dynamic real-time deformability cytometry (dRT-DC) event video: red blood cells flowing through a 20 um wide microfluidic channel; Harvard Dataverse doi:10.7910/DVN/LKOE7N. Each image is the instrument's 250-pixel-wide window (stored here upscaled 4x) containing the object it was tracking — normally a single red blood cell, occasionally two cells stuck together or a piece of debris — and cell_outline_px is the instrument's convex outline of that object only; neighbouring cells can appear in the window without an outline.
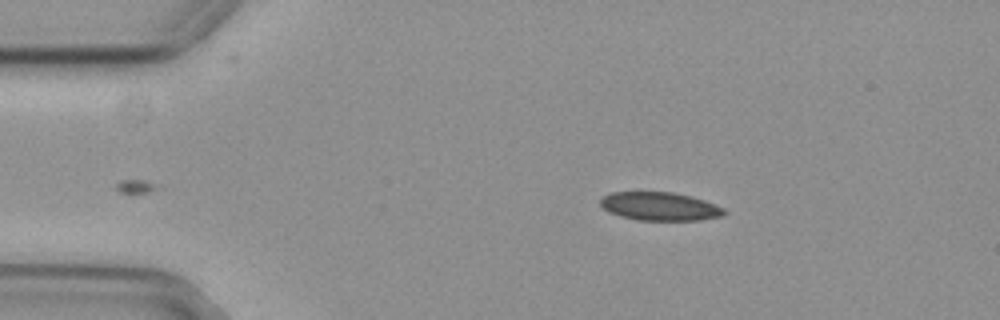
{"species": "common noctule bat (a hibernating species)", "species_latin": "Nyctalus noctula", "temperature_condition": "cold", "stored_images_in_passage": 40, "camera_frame_rate_fps": 3000, "um_per_image_px": 0.085, "animal": {"sex": "female", "body_mass_g": 29.2, "forearm_length_mm": 56.3}, "frame": {"image": 1, "passage_image": 1, "time_ms": 0.0, "image_size_px": [1000, 320], "cell_outline_px": [[728, 212], [724, 216], [700, 220], [636, 220], [620, 216], [608, 212], [600, 204], [600, 200], [604, 196], [612, 192], [672, 192], [692, 196], [704, 200], [724, 208]], "centroid_in_image_um": [56.11, 17.55], "position_along_channel_um": 28.9, "area_um2": 20.58}}
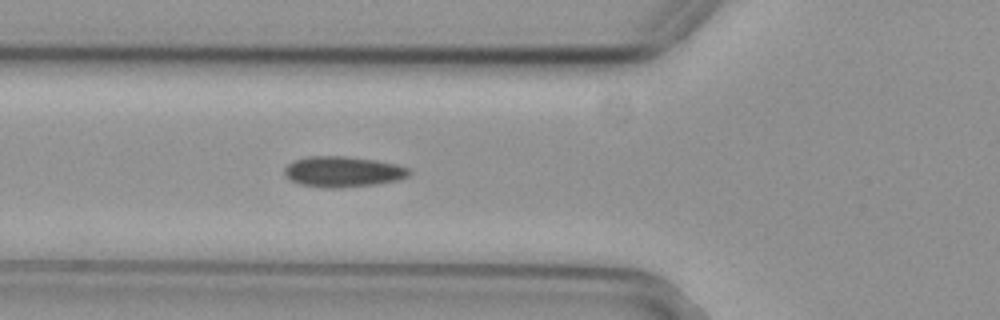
{"frame": {"image": 2, "passage_image": 11, "time_ms": 3.333, "image_size_px": [1000, 320], "cell_outline_px": [[412, 172], [408, 176], [400, 180], [376, 184], [340, 188], [324, 188], [300, 184], [292, 180], [284, 172], [284, 168], [288, 164], [296, 160], [308, 156], [344, 156], [376, 160], [396, 164], [408, 168]], "centroid_in_image_um": [29.19, 14.6], "position_along_channel_um": 96.6, "area_um2": 22.25}}
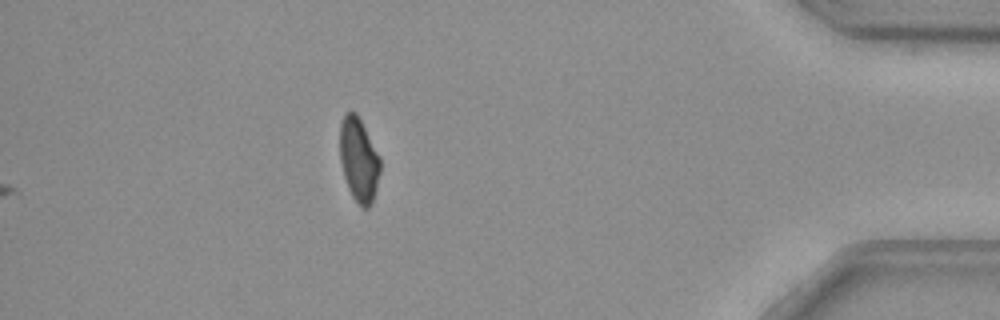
{"frame": {"image": 3, "passage_image": 40, "time_ms": 13.0, "image_size_px": [1000, 320], "cell_outline_px": [[380, 172], [372, 204], [368, 208], [360, 208], [352, 196], [348, 188], [344, 176], [340, 160], [340, 124], [344, 112], [356, 112], [380, 156]], "centroid_in_image_um": [30.49, 13.59], "position_along_channel_um": 404.7, "area_um2": 19.83}, "authors_computed_cell_mechanics": {"area_um2": 21.7617, "velocity_mm_per_s": 3.7093, "shape_relaxation_time_tau1_ms": 6.2275, "shape_relaxation_time_tau2_ms": null, "deformation_change_tau1": 0.1213, "deformation_change_tau2": null}}